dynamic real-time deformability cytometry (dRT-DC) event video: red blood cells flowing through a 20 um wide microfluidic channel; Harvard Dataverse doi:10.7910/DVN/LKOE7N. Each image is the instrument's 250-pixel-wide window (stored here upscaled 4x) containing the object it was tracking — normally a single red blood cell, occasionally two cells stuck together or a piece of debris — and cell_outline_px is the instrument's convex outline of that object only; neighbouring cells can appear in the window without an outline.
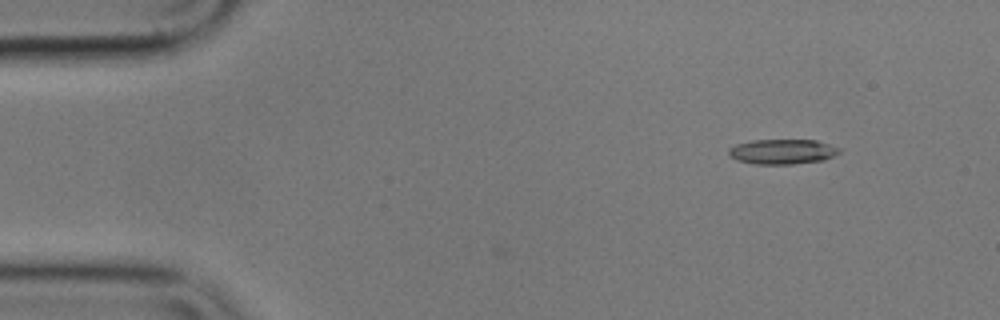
{"species": "common noctule bat (a hibernating species)", "species_latin": "Nyctalus noctula", "temperature_condition": "cold", "stored_images_in_passage": 5, "camera_frame_rate_fps": 3000, "um_per_image_px": 0.085, "animal": {"sex": "male", "body_mass_g": 17.9}, "frame": {"image": 1, "passage_image": 1, "time_ms": 0.0, "image_size_px": [1000, 320], "cell_outline_px": [[840, 152], [836, 156], [824, 160], [792, 164], [756, 164], [736, 160], [728, 156], [728, 148], [736, 144], [752, 140], [816, 140], [840, 148]], "centroid_in_image_um": [66.49, 12.89], "position_along_channel_um": 18.5, "area_um2": 16.24}}